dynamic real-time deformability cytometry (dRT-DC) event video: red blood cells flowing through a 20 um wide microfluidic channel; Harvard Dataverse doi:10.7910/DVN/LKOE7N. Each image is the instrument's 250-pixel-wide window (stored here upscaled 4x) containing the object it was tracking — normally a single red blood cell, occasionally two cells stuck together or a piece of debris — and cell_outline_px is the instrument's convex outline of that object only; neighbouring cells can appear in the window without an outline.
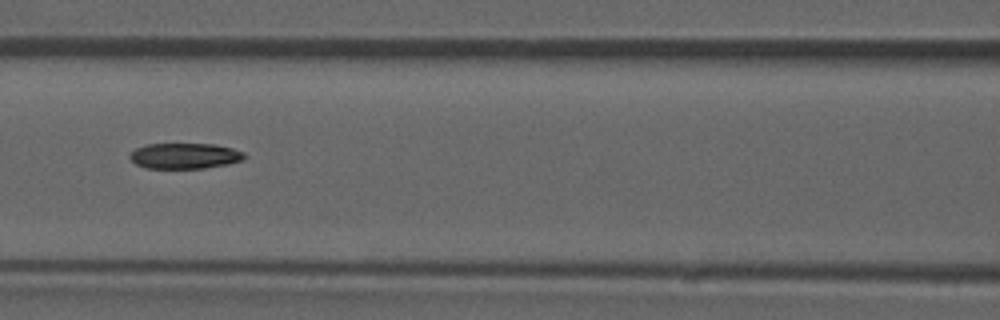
{"species": "common noctule bat (a hibernating species)", "species_latin": "Nyctalus noctula", "temperature_condition": "room temperature", "stored_images_in_passage": 52, "camera_frame_rate_fps": 3000, "um_per_image_px": 0.085, "animal": {"sex": "male", "forearm_length_mm": 52.5}, "frame": {"image": 1, "passage_image": 23, "time_ms": 7.333, "image_size_px": [1000, 320], "cell_outline_px": [[244, 156], [240, 160], [228, 164], [204, 168], [148, 168], [136, 164], [128, 156], [136, 148], [144, 144], [212, 144], [232, 148], [244, 152]], "centroid_in_image_um": [15.67, 13.24], "position_along_channel_um": 150.9, "area_um2": 16.94}, "authors_computed_cell_mechanics": {"area_um2": 18.2937, "velocity_mm_per_s": 3.914, "shape_relaxation_time_tau1_ms": 8.0179, "shape_relaxation_time_tau2_ms": null, "deformation_change_tau1": 0.1713, "deformation_change_tau2": null}}